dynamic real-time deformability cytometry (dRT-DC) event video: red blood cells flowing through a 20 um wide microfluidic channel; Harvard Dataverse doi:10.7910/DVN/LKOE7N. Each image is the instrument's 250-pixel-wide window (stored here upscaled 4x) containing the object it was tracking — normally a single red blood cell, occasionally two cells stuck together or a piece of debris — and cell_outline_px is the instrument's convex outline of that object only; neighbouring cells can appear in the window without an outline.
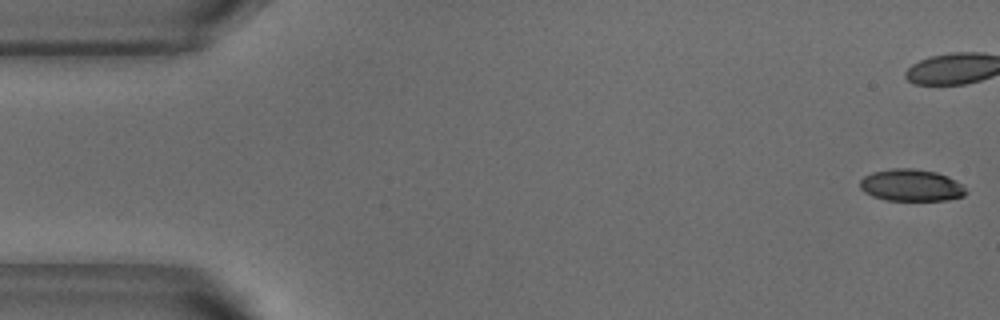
{"species": "common noctule bat (a hibernating species)", "species_latin": "Nyctalus noctula", "temperature_condition": "warm", "stored_images_in_passage": 40, "camera_frame_rate_fps": 3000, "um_per_image_px": 0.085, "animal": {"sex": "male", "body_mass_g": 18.8}, "frame": {"image": 1, "passage_image": 1, "time_ms": 0.0, "image_size_px": [1000, 320], "cell_outline_px": [[968, 192], [964, 196], [948, 200], [884, 200], [872, 196], [864, 192], [860, 188], [860, 180], [864, 176], [872, 172], [892, 168], [912, 168], [936, 172], [948, 176], [964, 184]], "centroid_in_image_um": [77.48, 15.75], "position_along_channel_um": 7.5, "area_um2": 20.0}}